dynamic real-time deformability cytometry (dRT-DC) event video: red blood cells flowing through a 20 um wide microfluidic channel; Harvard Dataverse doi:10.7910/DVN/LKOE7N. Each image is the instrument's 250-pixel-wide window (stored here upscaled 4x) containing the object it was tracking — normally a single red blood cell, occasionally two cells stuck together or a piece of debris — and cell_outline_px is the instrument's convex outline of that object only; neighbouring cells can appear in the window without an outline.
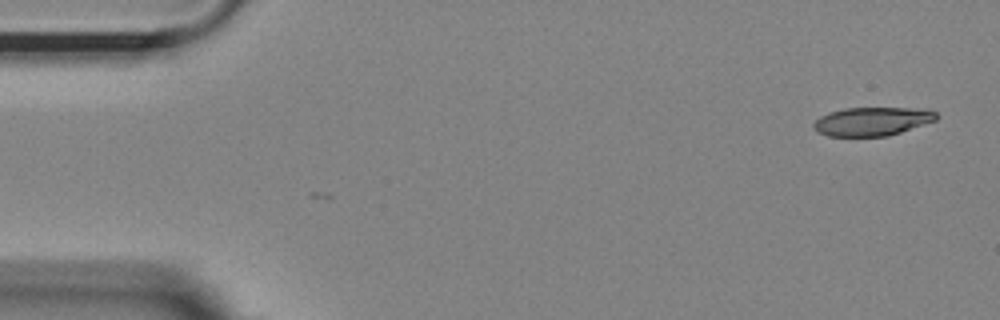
{"species": "Egyptian fruit bat (a non-hibernating species)", "species_latin": "Rousettus aegyptiacus", "temperature_condition": "room temperature", "stored_images_in_passage": 3, "camera_frame_rate_fps": 3000, "um_per_image_px": 0.085, "animal": {"sex": "female"}, "frame": {"image": 1, "passage_image": 1, "time_ms": 0.0, "image_size_px": [1000, 320], "cell_outline_px": [[940, 116], [936, 120], [888, 136], [828, 136], [816, 132], [812, 124], [820, 116], [828, 112], [844, 108], [928, 108], [936, 112]], "centroid_in_image_um": [74.14, 10.31], "position_along_channel_um": 10.9, "area_um2": 20.63}}